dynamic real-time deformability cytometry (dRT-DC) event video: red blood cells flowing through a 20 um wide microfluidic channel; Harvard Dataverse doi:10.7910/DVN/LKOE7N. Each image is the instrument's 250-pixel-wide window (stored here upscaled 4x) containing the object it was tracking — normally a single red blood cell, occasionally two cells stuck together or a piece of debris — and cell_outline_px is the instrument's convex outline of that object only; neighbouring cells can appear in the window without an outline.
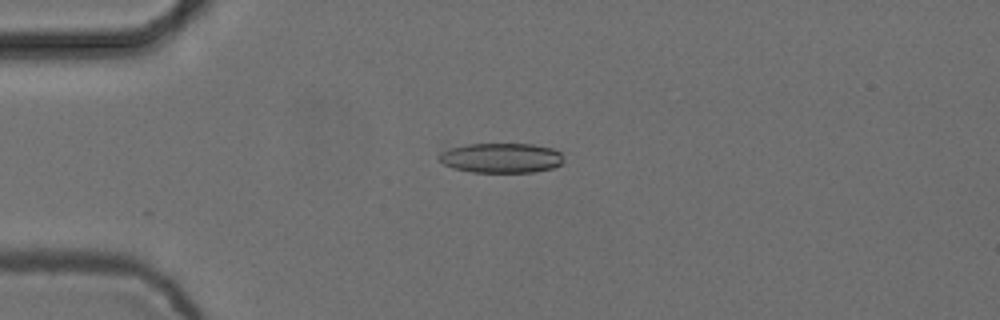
{"species": "common noctule bat (a hibernating species)", "species_latin": "Nyctalus noctula", "temperature_condition": "cold", "stored_images_in_passage": 10, "camera_frame_rate_fps": 3000, "um_per_image_px": 0.085, "animal": {"sex": "female", "body_mass_g": 24.6, "forearm_length_mm": 56.2}, "frame": {"image": 1, "passage_image": 4, "time_ms": 1.0, "image_size_px": [1000, 320], "cell_outline_px": [[564, 160], [560, 164], [552, 168], [532, 172], [472, 172], [452, 168], [444, 164], [440, 160], [440, 152], [448, 148], [468, 144], [532, 144], [552, 148], [560, 152]], "centroid_in_image_um": [42.6, 13.42], "position_along_channel_um": 42.4, "area_um2": 21.62}}
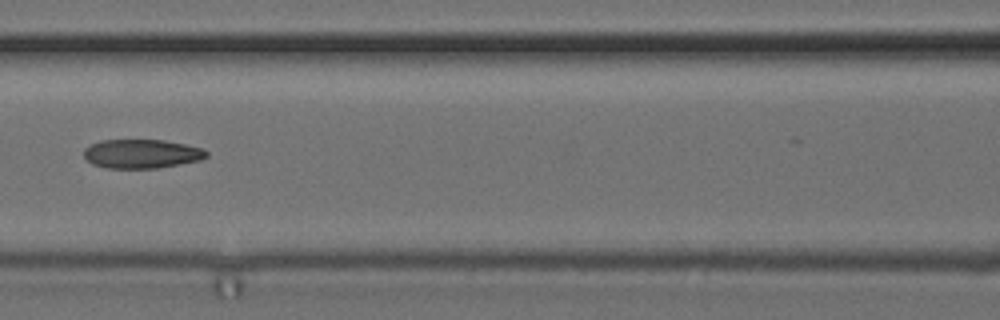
{"frame": {"image": 2, "passage_image": 7, "time_ms": 2.0, "image_size_px": [1000, 320], "cell_outline_px": [[208, 156], [200, 160], [180, 164], [156, 168], [108, 168], [92, 164], [84, 156], [84, 148], [100, 140], [164, 140], [204, 148], [208, 152]], "centroid_in_image_um": [12.06, 13.07], "position_along_channel_um": 154.5, "area_um2": 20.69}}
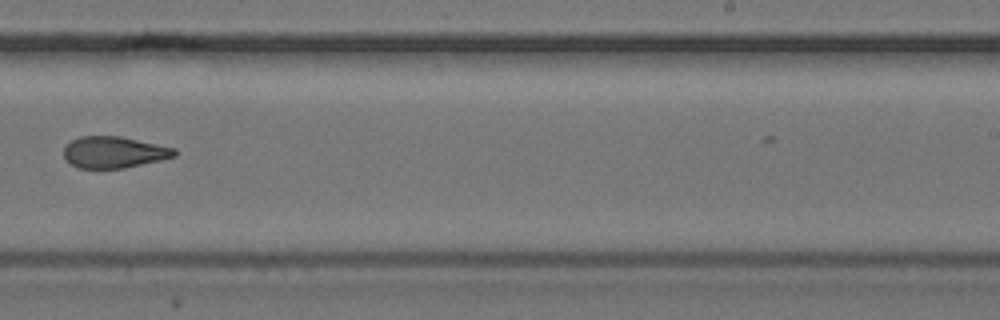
{"frame": {"image": 3, "passage_image": 10, "time_ms": 3.0, "image_size_px": [1000, 320], "cell_outline_px": [[176, 156], [160, 160], [124, 168], [80, 168], [72, 164], [64, 156], [64, 148], [72, 140], [80, 136], [120, 136], [176, 148]], "centroid_in_image_um": [9.71, 12.93], "position_along_channel_um": 279.3, "area_um2": 20.11}}